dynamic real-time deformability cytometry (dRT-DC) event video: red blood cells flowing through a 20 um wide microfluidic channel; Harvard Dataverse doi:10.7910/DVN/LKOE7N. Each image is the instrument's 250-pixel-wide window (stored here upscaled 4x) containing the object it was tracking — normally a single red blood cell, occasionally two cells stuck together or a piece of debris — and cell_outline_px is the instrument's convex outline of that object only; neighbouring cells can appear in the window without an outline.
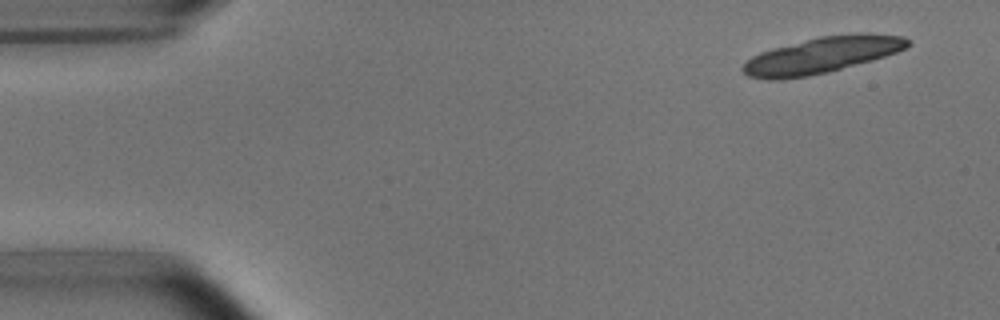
{"species": "common noctule bat (a hibernating species)", "species_latin": "Nyctalus noctula", "temperature_condition": "room temperature", "stored_images_in_passage": 17, "camera_frame_rate_fps": 3000, "um_per_image_px": 0.085, "animal": {"sex": "male", "body_mass_g": 15.6}, "frame": {"image": 1, "passage_image": 1, "time_ms": 0.0, "image_size_px": [1000, 320], "cell_outline_px": [[912, 44], [908, 48], [872, 60], [808, 76], [780, 80], [768, 80], [748, 76], [740, 68], [752, 56], [760, 52], [772, 48], [820, 36], [856, 32], [872, 32], [904, 36]], "centroid_in_image_um": [69.89, 4.66], "position_along_channel_um": 15.1, "area_um2": 34.85}}